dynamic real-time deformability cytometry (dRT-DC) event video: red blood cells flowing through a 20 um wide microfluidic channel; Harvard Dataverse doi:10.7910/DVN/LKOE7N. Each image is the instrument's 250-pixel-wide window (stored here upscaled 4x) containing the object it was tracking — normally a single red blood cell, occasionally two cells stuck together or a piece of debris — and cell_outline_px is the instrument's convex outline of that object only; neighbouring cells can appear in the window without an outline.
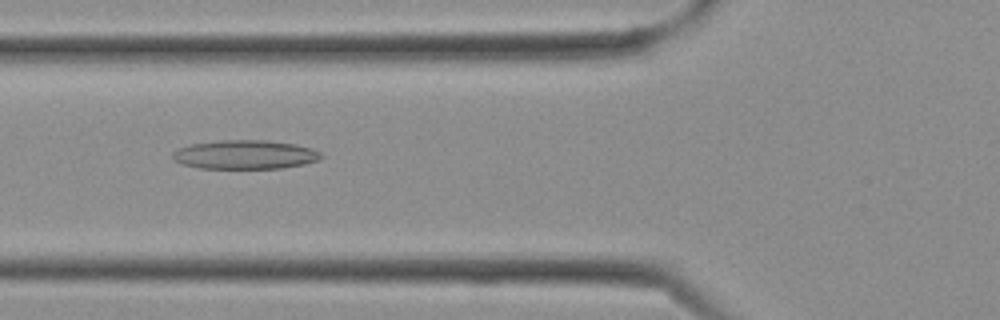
{"species": "Egyptian fruit bat (a non-hibernating species)", "species_latin": "Rousettus aegyptiacus", "temperature_condition": "cold", "stored_images_in_passage": 28, "camera_frame_rate_fps": 3000, "um_per_image_px": 0.085, "frame": {"image": 1, "passage_image": 10, "time_ms": 3.0, "image_size_px": [1000, 320], "cell_outline_px": [[324, 156], [316, 160], [304, 164], [280, 168], [200, 168], [180, 164], [172, 160], [172, 152], [176, 148], [192, 144], [220, 140], [264, 140], [296, 144], [312, 148], [320, 152]], "centroid_in_image_um": [20.78, 13.14], "position_along_channel_um": 105.0, "area_um2": 25.14}}
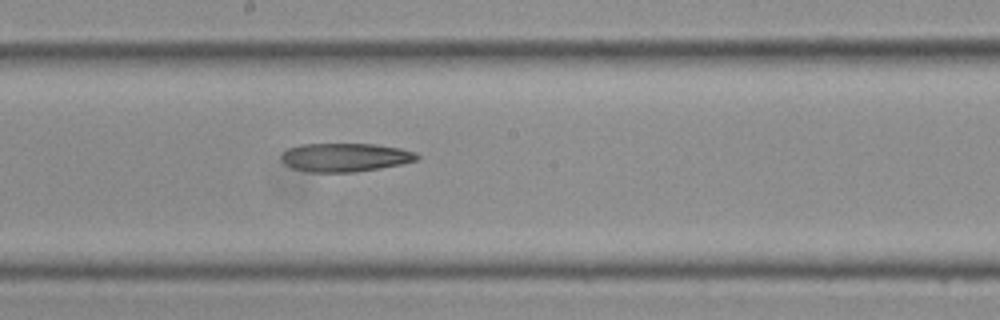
{"frame": {"image": 2, "passage_image": 15, "time_ms": 4.667, "image_size_px": [1000, 320], "cell_outline_px": [[420, 156], [416, 160], [400, 164], [380, 168], [356, 172], [308, 172], [292, 168], [284, 164], [280, 156], [288, 148], [300, 144], [376, 144], [400, 148], [416, 152]], "centroid_in_image_um": [29.32, 13.37], "position_along_channel_um": 218.9, "area_um2": 22.66}}
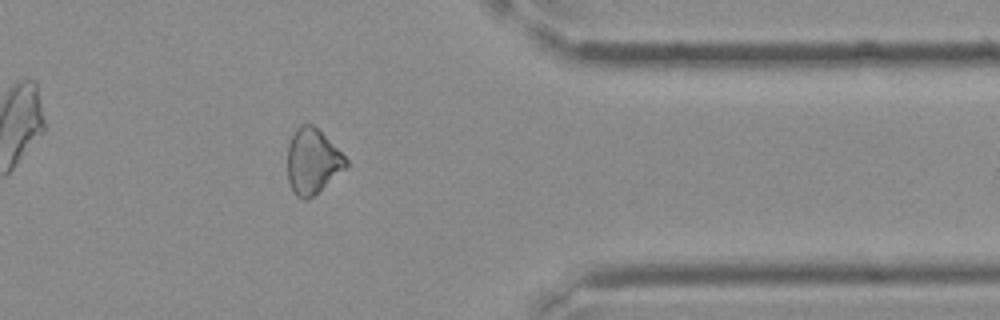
{"frame": {"image": 3, "passage_image": 23, "time_ms": 7.333, "image_size_px": [1000, 320], "cell_outline_px": [[348, 168], [308, 200], [300, 200], [296, 196], [288, 180], [288, 144], [292, 132], [300, 124], [312, 124], [348, 160]], "centroid_in_image_um": [26.55, 13.74], "position_along_channel_um": 384.8, "area_um2": 22.25}}